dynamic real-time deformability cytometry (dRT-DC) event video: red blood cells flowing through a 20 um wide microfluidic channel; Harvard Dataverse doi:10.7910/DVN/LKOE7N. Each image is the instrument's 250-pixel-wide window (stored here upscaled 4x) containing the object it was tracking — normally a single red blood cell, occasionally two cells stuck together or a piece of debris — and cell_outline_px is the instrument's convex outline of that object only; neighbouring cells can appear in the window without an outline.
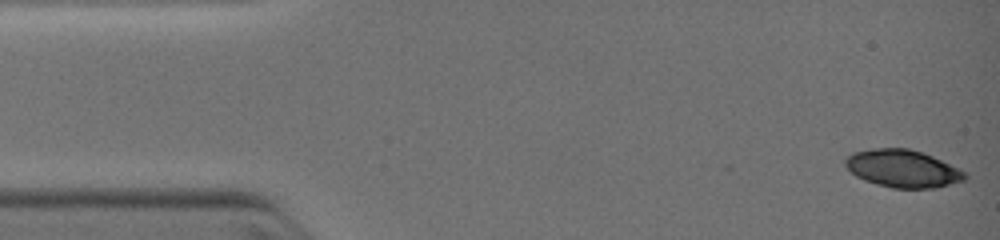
{"species": "common noctule bat (a hibernating species)", "species_latin": "Nyctalus noctula", "temperature_condition": "warm", "stored_images_in_passage": 17, "camera_frame_rate_fps": 3000, "um_per_image_px": 0.085, "animal": {"sex": "female", "body_mass_g": 19.0, "forearm_length_mm": 51.5}, "frame": {"image": 1, "passage_image": 1, "time_ms": 0.0, "image_size_px": [1000, 240], "cell_outline_px": [[968, 176], [964, 180], [936, 188], [892, 188], [876, 184], [864, 180], [856, 176], [844, 164], [844, 160], [852, 152], [876, 148], [908, 148], [932, 156], [964, 172]], "centroid_in_image_um": [76.69, 14.33], "position_along_channel_um": 8.3, "area_um2": 25.89}}
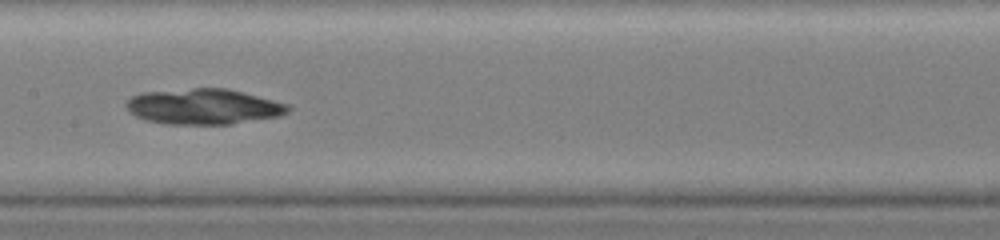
{"frame": {"image": 2, "passage_image": 9, "time_ms": 6.0, "image_size_px": [1000, 240], "cell_outline_px": [[292, 108], [288, 112], [280, 116], [232, 124], [168, 124], [144, 120], [136, 116], [124, 104], [132, 96], [144, 92], [192, 88], [228, 88], [288, 104]], "centroid_in_image_um": [17.32, 9.06], "position_along_channel_um": 190.1, "area_um2": 33.52}}
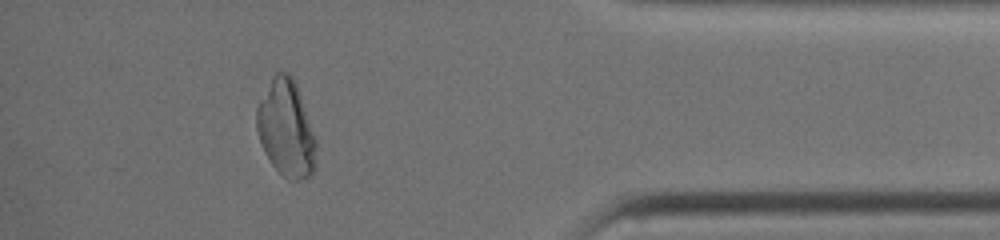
{"frame": {"image": 3, "passage_image": 15, "time_ms": 11.0, "image_size_px": [1000, 240], "cell_outline_px": [[316, 168], [312, 176], [300, 180], [288, 180], [272, 164], [264, 152], [256, 128], [256, 108], [272, 76], [276, 72], [288, 72], [292, 76], [296, 84], [316, 140]], "centroid_in_image_um": [24.33, 10.95], "position_along_channel_um": 410.9, "area_um2": 33.47}}